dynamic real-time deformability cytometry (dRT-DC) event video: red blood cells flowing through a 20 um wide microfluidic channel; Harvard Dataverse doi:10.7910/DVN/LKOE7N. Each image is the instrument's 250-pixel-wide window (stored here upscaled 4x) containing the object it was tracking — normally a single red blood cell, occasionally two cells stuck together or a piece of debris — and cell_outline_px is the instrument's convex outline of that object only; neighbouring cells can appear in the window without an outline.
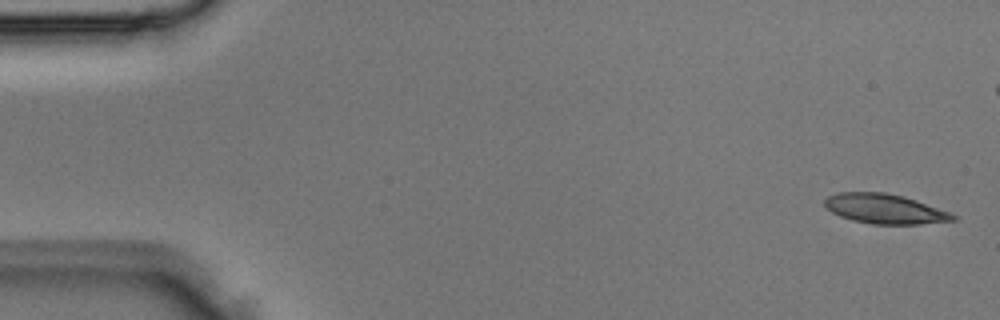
{"species": "Egyptian fruit bat (a non-hibernating species)", "species_latin": "Rousettus aegyptiacus", "temperature_condition": "room temperature", "stored_images_in_passage": 5, "camera_frame_rate_fps": 3000, "um_per_image_px": 0.085, "animal": {"sex": "male"}, "frame": {"image": 1, "passage_image": 1, "time_ms": 0.0, "image_size_px": [1000, 320], "cell_outline_px": [[956, 220], [920, 224], [872, 224], [852, 220], [840, 216], [832, 212], [824, 204], [824, 200], [828, 196], [836, 192], [884, 192], [916, 200], [948, 212], [956, 216]], "centroid_in_image_um": [75.17, 17.75], "position_along_channel_um": 9.8, "area_um2": 21.96}}